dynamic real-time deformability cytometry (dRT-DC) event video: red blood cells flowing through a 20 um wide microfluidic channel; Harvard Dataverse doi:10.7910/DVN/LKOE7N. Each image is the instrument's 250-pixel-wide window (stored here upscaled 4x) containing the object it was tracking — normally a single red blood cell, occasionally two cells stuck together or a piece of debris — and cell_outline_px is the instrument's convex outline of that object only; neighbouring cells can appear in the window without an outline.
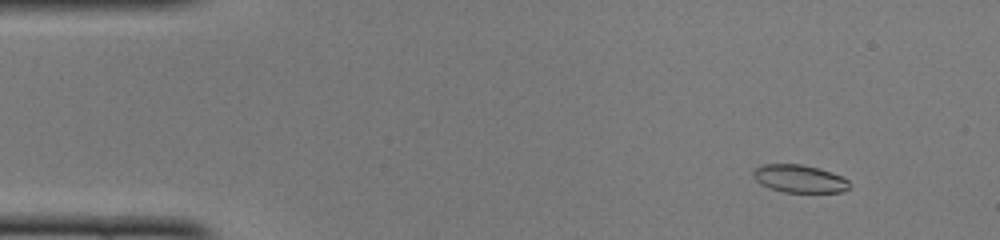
{"species": "common noctule bat (a hibernating species)", "species_latin": "Nyctalus noctula", "temperature_condition": "cold", "stored_images_in_passage": 49, "camera_frame_rate_fps": 3000, "um_per_image_px": 0.085, "animal": {"sex": "female", "body_mass_g": 22.0, "forearm_length_mm": 56.7}, "frame": {"image": 1, "passage_image": 5, "time_ms": 1.333, "image_size_px": [1000, 240], "cell_outline_px": [[852, 184], [844, 192], [784, 192], [768, 188], [760, 184], [752, 176], [752, 172], [756, 168], [764, 164], [800, 164], [820, 168], [832, 172], [848, 180]], "centroid_in_image_um": [67.95, 15.19], "position_along_channel_um": 17.0, "area_um2": 15.72}}
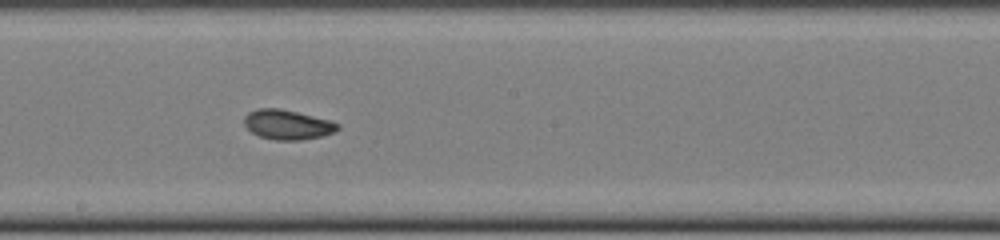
{"frame": {"image": 2, "passage_image": 27, "time_ms": 8.667, "image_size_px": [1000, 240], "cell_outline_px": [[340, 128], [332, 132], [320, 136], [300, 140], [276, 140], [260, 136], [252, 132], [244, 124], [244, 116], [248, 112], [256, 108], [280, 108], [328, 120], [340, 124]], "centroid_in_image_um": [24.39, 10.58], "position_along_channel_um": 223.8, "area_um2": 15.95}}
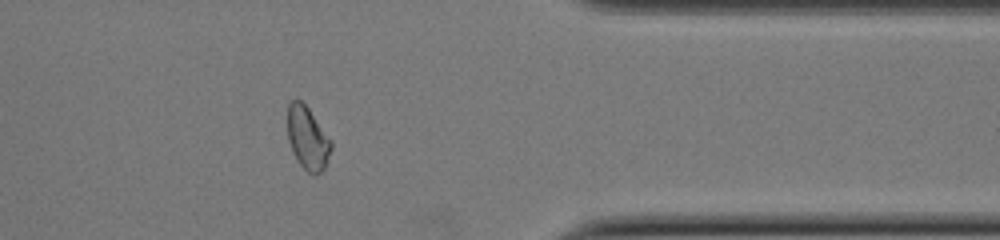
{"frame": {"image": 3, "passage_image": 40, "time_ms": 13.0, "image_size_px": [1000, 240], "cell_outline_px": [[332, 148], [324, 168], [316, 176], [312, 176], [296, 160], [292, 152], [288, 140], [288, 104], [292, 100], [300, 100], [308, 108], [332, 140]], "centroid_in_image_um": [26.15, 11.77], "position_along_channel_um": 385.2, "area_um2": 16.07}, "authors_computed_cell_mechanics": {"area_um2": 16.3574, "velocity_mm_per_s": 4.0863, "shape_relaxation_time_tau1_ms": null, "shape_relaxation_time_tau2_ms": 1.8387, "deformation_change_tau1": null, "deformation_change_tau2": 0.0681}}